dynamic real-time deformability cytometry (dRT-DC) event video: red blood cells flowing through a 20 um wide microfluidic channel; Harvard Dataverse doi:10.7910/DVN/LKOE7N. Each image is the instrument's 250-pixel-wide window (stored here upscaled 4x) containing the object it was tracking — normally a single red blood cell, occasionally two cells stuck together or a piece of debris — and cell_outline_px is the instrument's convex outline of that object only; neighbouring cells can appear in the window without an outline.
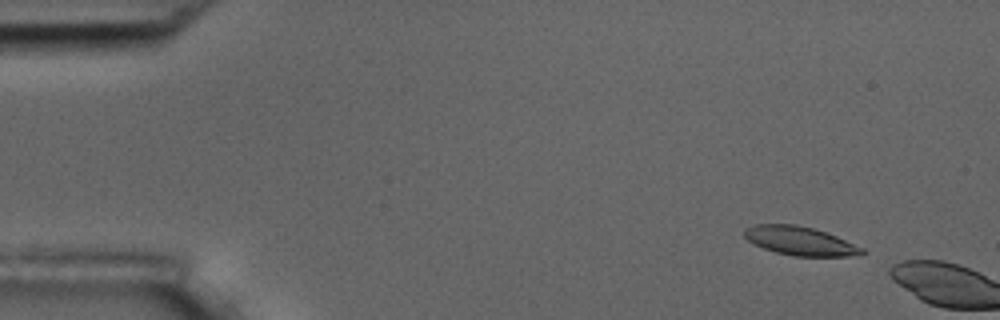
{"species": "common noctule bat (a hibernating species)", "species_latin": "Nyctalus noctula", "temperature_condition": "room temperature", "stored_images_in_passage": 8, "camera_frame_rate_fps": 3000, "um_per_image_px": 0.085, "animal": {"sex": "male", "body_mass_g": 17.5, "forearm_length_mm": 52.3}, "frame": {"image": 1, "passage_image": 5, "time_ms": 1.333, "image_size_px": [1000, 320], "cell_outline_px": [[868, 252], [860, 256], [792, 256], [776, 252], [764, 248], [748, 240], [744, 236], [744, 228], [752, 224], [796, 224], [812, 228], [836, 236], [864, 248]], "centroid_in_image_um": [68.03, 20.48], "position_along_channel_um": 17.0, "area_um2": 19.77}}